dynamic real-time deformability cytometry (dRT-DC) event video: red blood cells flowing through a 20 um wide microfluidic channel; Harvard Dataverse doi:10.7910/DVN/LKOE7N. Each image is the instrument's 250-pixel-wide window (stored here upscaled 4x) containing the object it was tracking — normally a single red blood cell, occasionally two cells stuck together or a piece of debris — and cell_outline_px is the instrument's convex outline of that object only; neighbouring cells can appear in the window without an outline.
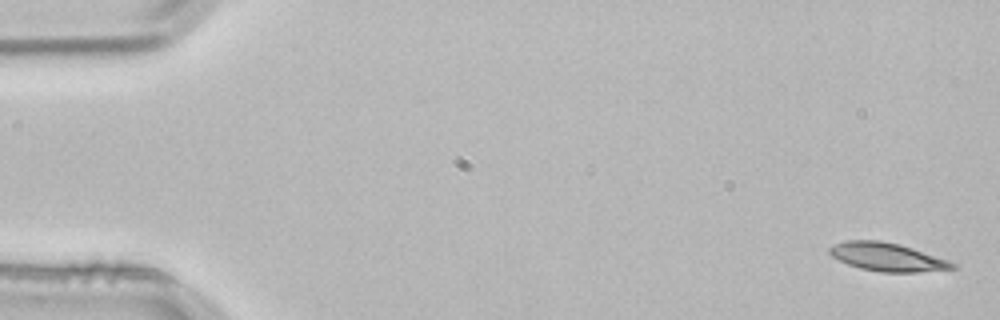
{"species": "common noctule bat (a hibernating species)", "species_latin": "Nyctalus noctula", "temperature_condition": "room temperature", "stored_images_in_passage": 3, "segment_of_instrument_passage": [2, 2], "camera_frame_rate_fps": 3000, "um_per_image_px": 0.085, "animal": {"sex": "male", "body_mass_g": 21.5, "forearm_length_mm": 52.0}, "frame": {"image": 1, "passage_image": 3, "time_ms": 0.667, "image_size_px": [1000, 320], "cell_outline_px": [[956, 268], [916, 272], [880, 272], [860, 268], [848, 264], [832, 256], [828, 252], [828, 248], [832, 244], [848, 240], [880, 240], [900, 244], [948, 260], [956, 264]], "centroid_in_image_um": [75.38, 21.83], "position_along_channel_um": 9.6, "area_um2": 20.17}}